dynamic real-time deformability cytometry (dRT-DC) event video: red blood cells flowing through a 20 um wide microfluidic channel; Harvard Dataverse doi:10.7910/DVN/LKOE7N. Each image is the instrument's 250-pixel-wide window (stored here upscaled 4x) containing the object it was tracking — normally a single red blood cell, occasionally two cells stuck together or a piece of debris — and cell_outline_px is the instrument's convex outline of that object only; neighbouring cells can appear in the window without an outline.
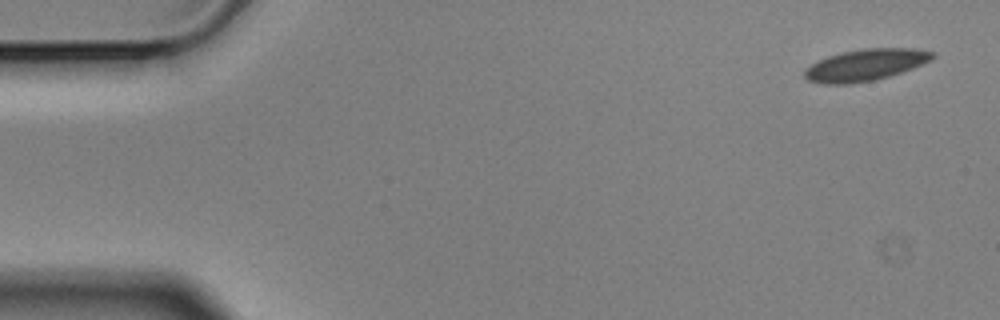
{"species": "Egyptian fruit bat (a non-hibernating species)", "species_latin": "Rousettus aegyptiacus", "temperature_condition": "cold", "stored_images_in_passage": 9, "camera_frame_rate_fps": 3000, "um_per_image_px": 0.085, "animal": {"sex": "male"}, "frame": {"image": 1, "passage_image": 1, "time_ms": 0.0, "image_size_px": [1000, 320], "cell_outline_px": [[936, 56], [932, 60], [912, 68], [888, 76], [872, 80], [852, 84], [824, 84], [808, 80], [804, 76], [804, 72], [812, 64], [828, 56], [840, 52], [864, 48], [916, 48], [936, 52]], "centroid_in_image_um": [73.61, 5.51], "position_along_channel_um": 11.4, "area_um2": 23.52}}
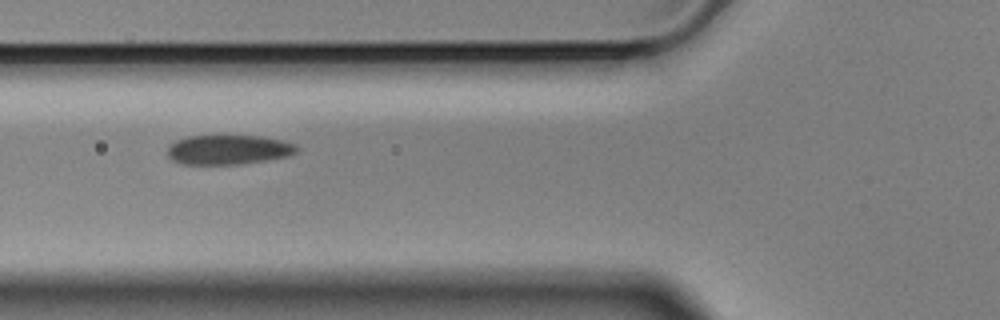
{"frame": {"image": 2, "passage_image": 6, "time_ms": 1.667, "image_size_px": [1000, 320], "cell_outline_px": [[300, 148], [296, 152], [288, 156], [240, 164], [180, 164], [172, 160], [168, 156], [168, 144], [176, 140], [188, 136], [260, 136], [280, 140], [296, 144]], "centroid_in_image_um": [19.39, 12.72], "position_along_channel_um": 106.4, "area_um2": 22.25}}
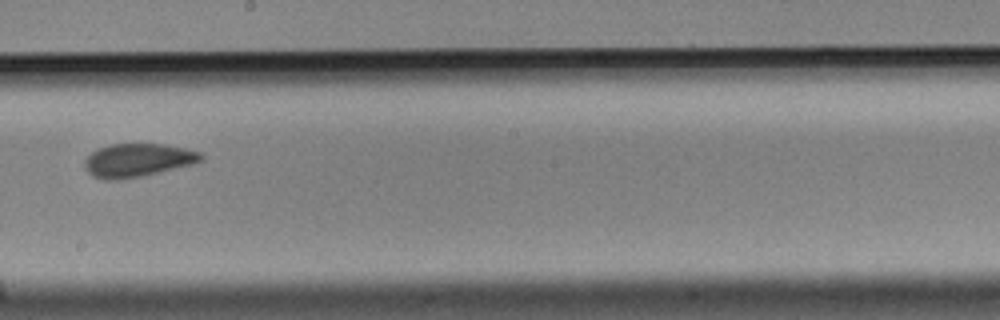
{"frame": {"image": 3, "passage_image": 9, "time_ms": 2.667, "image_size_px": [1000, 320], "cell_outline_px": [[204, 160], [192, 164], [140, 176], [116, 180], [104, 180], [92, 176], [84, 168], [84, 160], [92, 152], [108, 144], [164, 144], [184, 148], [200, 152], [204, 156]], "centroid_in_image_um": [11.68, 13.61], "position_along_channel_um": 236.5, "area_um2": 22.48}}